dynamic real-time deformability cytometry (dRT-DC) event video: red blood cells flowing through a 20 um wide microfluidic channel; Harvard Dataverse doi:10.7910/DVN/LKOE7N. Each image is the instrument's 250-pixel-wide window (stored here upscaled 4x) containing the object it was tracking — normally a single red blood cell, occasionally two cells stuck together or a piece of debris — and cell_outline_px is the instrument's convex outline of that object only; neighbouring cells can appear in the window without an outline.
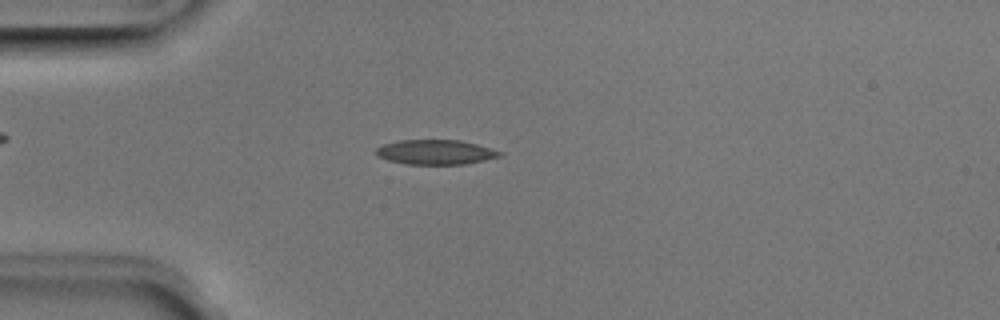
{"species": "Egyptian fruit bat (a non-hibernating species)", "species_latin": "Rousettus aegyptiacus", "temperature_condition": "room temperature", "stored_images_in_passage": 45, "camera_frame_rate_fps": 3000, "um_per_image_px": 0.085, "animal": {"sex": "male"}, "frame": {"image": 1, "passage_image": 8, "time_ms": 2.333, "image_size_px": [1000, 320], "cell_outline_px": [[504, 156], [464, 164], [408, 164], [388, 160], [376, 156], [376, 148], [384, 144], [400, 140], [460, 140], [476, 144], [504, 152]], "centroid_in_image_um": [37.05, 12.93], "position_along_channel_um": 48.0, "area_um2": 17.8}}
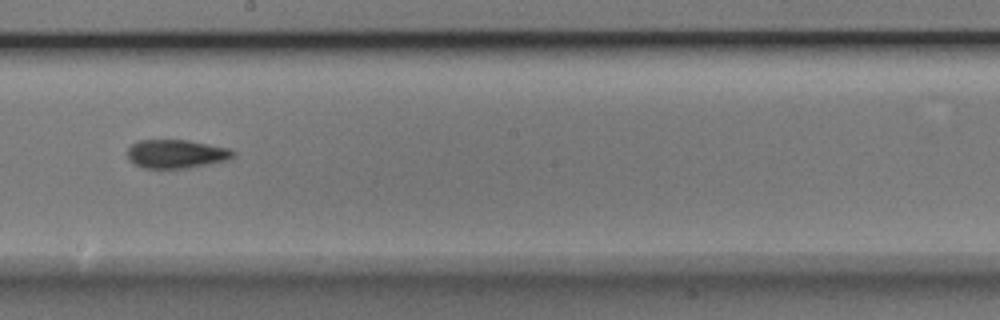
{"frame": {"image": 2, "passage_image": 23, "time_ms": 7.333, "image_size_px": [1000, 320], "cell_outline_px": [[236, 156], [228, 160], [188, 168], [144, 168], [132, 164], [128, 160], [128, 148], [136, 140], [188, 140], [228, 148], [236, 152]], "centroid_in_image_um": [14.97, 13.08], "position_along_channel_um": 233.2, "area_um2": 17.8}}
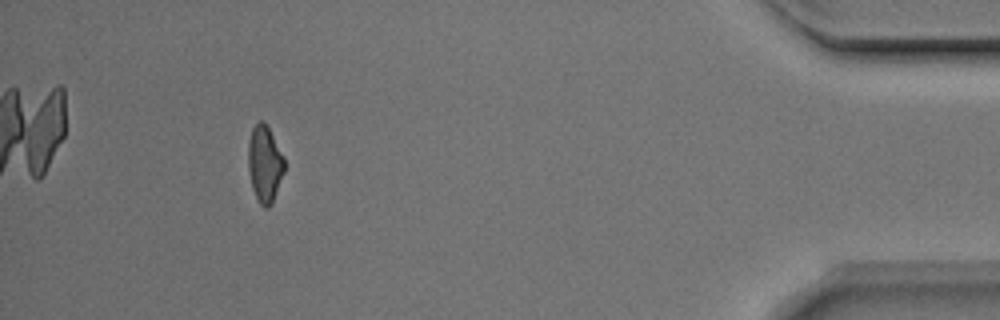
{"frame": {"image": 3, "passage_image": 41, "time_ms": 13.333, "image_size_px": [1000, 320], "cell_outline_px": [[284, 172], [272, 204], [268, 208], [264, 208], [260, 204], [252, 188], [248, 168], [248, 140], [252, 128], [260, 120], [264, 120], [284, 156]], "centroid_in_image_um": [22.49, 13.92], "position_along_channel_um": 412.7, "area_um2": 16.24}, "authors_computed_cell_mechanics": {"area_um2": 17.3978, "velocity_mm_per_s": 3.9998, "shape_relaxation_time_tau1_ms": 7.6659, "shape_relaxation_time_tau2_ms": 2.8359, "deformation_change_tau1": 0.2024, "deformation_change_tau2": 0.0903}}